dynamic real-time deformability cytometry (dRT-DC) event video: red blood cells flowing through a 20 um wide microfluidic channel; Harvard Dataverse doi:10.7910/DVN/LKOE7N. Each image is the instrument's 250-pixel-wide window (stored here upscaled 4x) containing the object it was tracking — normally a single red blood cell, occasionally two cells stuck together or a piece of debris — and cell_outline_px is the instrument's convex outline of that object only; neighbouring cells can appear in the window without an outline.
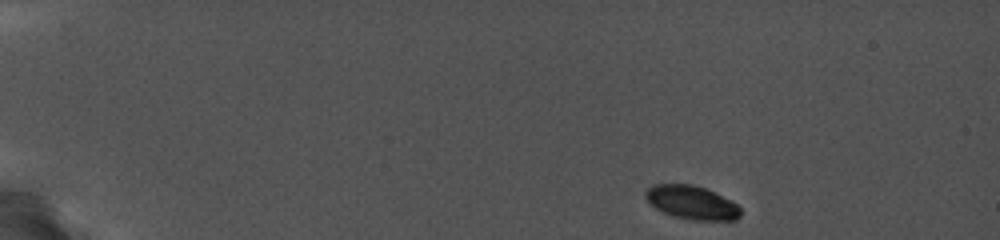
{"species": "common noctule bat (a hibernating species)", "species_latin": "Nyctalus noctula", "temperature_condition": "cold", "stored_images_in_passage": 31, "camera_frame_rate_fps": 5000, "um_per_image_px": 0.085, "animal": {"sex": "female", "body_mass_g": 19.0, "forearm_length_mm": 56.7}, "frame": {"image": 1, "passage_image": 1, "time_ms": 0.0, "image_size_px": [1000, 240], "cell_outline_px": [[740, 216], [736, 220], [692, 220], [672, 216], [656, 208], [644, 196], [648, 188], [656, 184], [692, 184], [704, 188], [736, 204], [740, 208]], "centroid_in_image_um": [58.78, 17.22], "position_along_channel_um": 26.2, "area_um2": 18.21}}
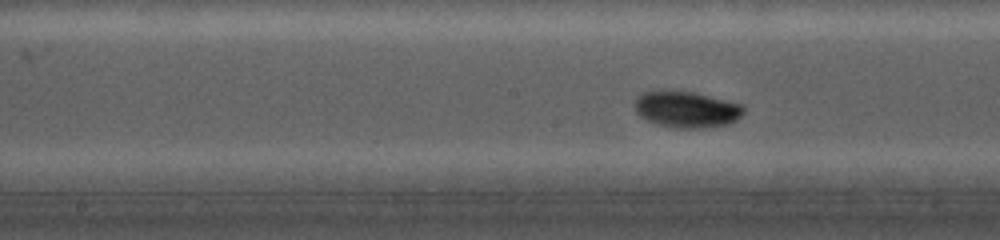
{"frame": {"image": 2, "passage_image": 18, "time_ms": 7.6, "image_size_px": [1000, 240], "cell_outline_px": [[744, 112], [736, 120], [728, 124], [700, 128], [672, 128], [648, 120], [640, 116], [636, 112], [636, 100], [644, 92], [664, 88], [692, 92], [740, 104], [744, 108]], "centroid_in_image_um": [58.33, 9.28], "position_along_channel_um": 189.9, "area_um2": 22.95}}
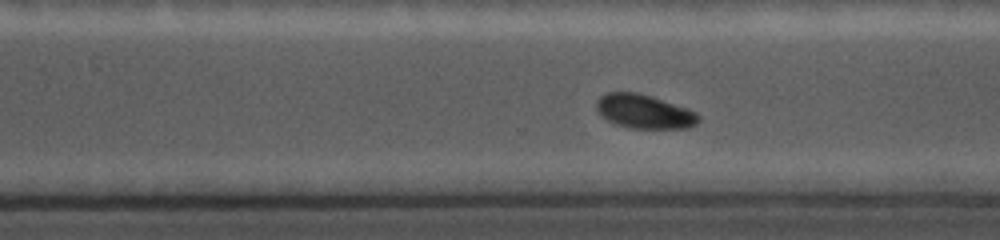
{"frame": {"image": 3, "passage_image": 26, "time_ms": 11.0, "image_size_px": [1000, 240], "cell_outline_px": [[700, 120], [696, 124], [688, 128], [628, 128], [616, 124], [608, 120], [596, 108], [596, 100], [604, 92], [636, 92], [688, 108], [696, 112], [700, 116]], "centroid_in_image_um": [54.77, 9.48], "position_along_channel_um": 315.8, "area_um2": 20.11}}